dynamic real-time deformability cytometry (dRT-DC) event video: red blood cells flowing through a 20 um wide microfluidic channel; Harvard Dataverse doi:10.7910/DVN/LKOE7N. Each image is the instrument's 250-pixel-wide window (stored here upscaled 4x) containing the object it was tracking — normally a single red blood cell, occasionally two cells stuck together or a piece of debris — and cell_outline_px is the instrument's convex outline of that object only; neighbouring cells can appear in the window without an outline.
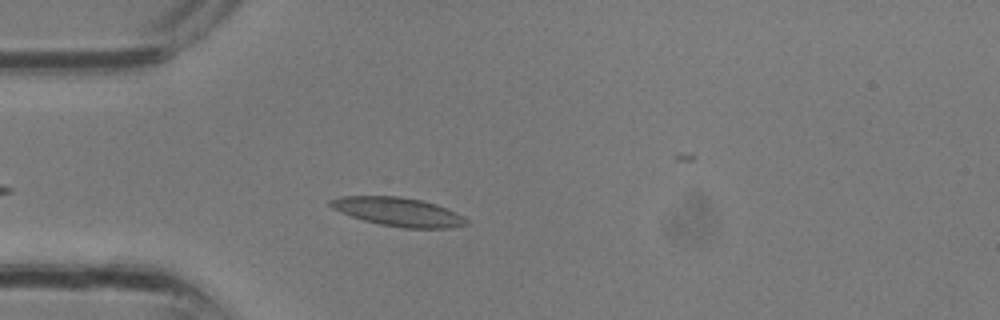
{"species": "common noctule bat (a hibernating species)", "species_latin": "Nyctalus noctula", "temperature_condition": "room temperature", "stored_images_in_passage": 27, "camera_frame_rate_fps": 3000, "um_per_image_px": 0.085, "animal": {"sex": "male", "body_mass_g": 13.3}, "frame": {"image": 1, "passage_image": 3, "time_ms": 0.667, "image_size_px": [1000, 320], "cell_outline_px": [[468, 224], [448, 228], [404, 228], [380, 224], [364, 220], [352, 216], [332, 208], [328, 204], [328, 200], [340, 196], [400, 196], [420, 200], [436, 204], [456, 212], [464, 216], [468, 220]], "centroid_in_image_um": [33.85, 18.0], "position_along_channel_um": 51.1, "area_um2": 22.66}}
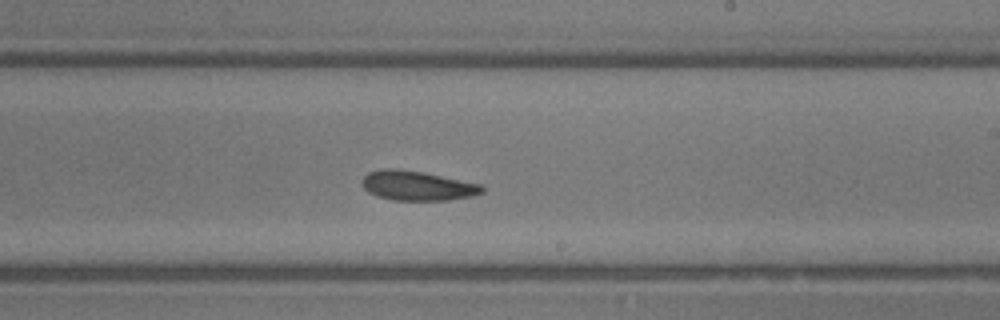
{"frame": {"image": 2, "passage_image": 13, "time_ms": 4.0, "image_size_px": [1000, 320], "cell_outline_px": [[484, 192], [472, 196], [448, 200], [392, 200], [376, 196], [368, 192], [364, 188], [364, 176], [368, 172], [380, 168], [396, 168], [424, 172], [480, 184], [484, 188]], "centroid_in_image_um": [35.46, 15.78], "position_along_channel_um": 253.5, "area_um2": 20.69}}
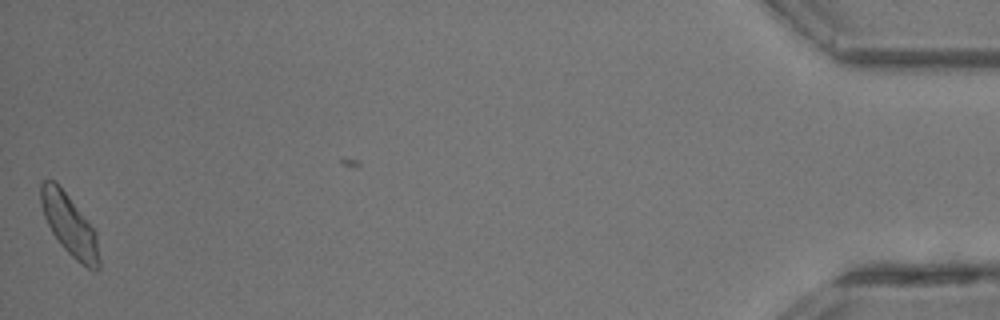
{"frame": {"image": 3, "passage_image": 26, "time_ms": 8.333, "image_size_px": [1000, 320], "cell_outline_px": [[100, 268], [96, 272], [88, 268], [76, 260], [60, 244], [52, 232], [44, 216], [40, 204], [40, 184], [44, 180], [56, 180], [96, 232], [100, 260]], "centroid_in_image_um": [5.9, 19.13], "position_along_channel_um": 429.3, "area_um2": 20.69}}